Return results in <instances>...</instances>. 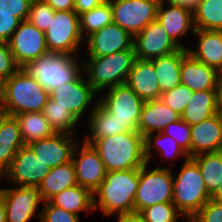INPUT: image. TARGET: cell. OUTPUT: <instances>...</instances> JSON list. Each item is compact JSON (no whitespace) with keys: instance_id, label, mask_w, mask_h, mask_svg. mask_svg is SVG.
I'll return each instance as SVG.
<instances>
[{"instance_id":"cell-15","label":"cell","mask_w":222,"mask_h":222,"mask_svg":"<svg viewBox=\"0 0 222 222\" xmlns=\"http://www.w3.org/2000/svg\"><path fill=\"white\" fill-rule=\"evenodd\" d=\"M81 141L76 144L71 161L75 167L77 184L94 193L103 182L107 171L93 146L83 139Z\"/></svg>"},{"instance_id":"cell-35","label":"cell","mask_w":222,"mask_h":222,"mask_svg":"<svg viewBox=\"0 0 222 222\" xmlns=\"http://www.w3.org/2000/svg\"><path fill=\"white\" fill-rule=\"evenodd\" d=\"M193 16L195 29L222 30V0H201Z\"/></svg>"},{"instance_id":"cell-22","label":"cell","mask_w":222,"mask_h":222,"mask_svg":"<svg viewBox=\"0 0 222 222\" xmlns=\"http://www.w3.org/2000/svg\"><path fill=\"white\" fill-rule=\"evenodd\" d=\"M181 119V116L169 108L162 100L144 101L137 132L145 137L148 134L161 133L171 123Z\"/></svg>"},{"instance_id":"cell-50","label":"cell","mask_w":222,"mask_h":222,"mask_svg":"<svg viewBox=\"0 0 222 222\" xmlns=\"http://www.w3.org/2000/svg\"><path fill=\"white\" fill-rule=\"evenodd\" d=\"M217 108L222 113V77H219L217 85Z\"/></svg>"},{"instance_id":"cell-23","label":"cell","mask_w":222,"mask_h":222,"mask_svg":"<svg viewBox=\"0 0 222 222\" xmlns=\"http://www.w3.org/2000/svg\"><path fill=\"white\" fill-rule=\"evenodd\" d=\"M126 84L143 100L159 99L161 90L152 60L135 59Z\"/></svg>"},{"instance_id":"cell-5","label":"cell","mask_w":222,"mask_h":222,"mask_svg":"<svg viewBox=\"0 0 222 222\" xmlns=\"http://www.w3.org/2000/svg\"><path fill=\"white\" fill-rule=\"evenodd\" d=\"M136 59L135 50H124L84 60L83 72L88 83L100 94L104 89L125 84Z\"/></svg>"},{"instance_id":"cell-3","label":"cell","mask_w":222,"mask_h":222,"mask_svg":"<svg viewBox=\"0 0 222 222\" xmlns=\"http://www.w3.org/2000/svg\"><path fill=\"white\" fill-rule=\"evenodd\" d=\"M76 55L47 52L30 61L22 69L32 76L48 93L75 80L83 72Z\"/></svg>"},{"instance_id":"cell-20","label":"cell","mask_w":222,"mask_h":222,"mask_svg":"<svg viewBox=\"0 0 222 222\" xmlns=\"http://www.w3.org/2000/svg\"><path fill=\"white\" fill-rule=\"evenodd\" d=\"M222 151V113L191 125L190 158L201 154Z\"/></svg>"},{"instance_id":"cell-17","label":"cell","mask_w":222,"mask_h":222,"mask_svg":"<svg viewBox=\"0 0 222 222\" xmlns=\"http://www.w3.org/2000/svg\"><path fill=\"white\" fill-rule=\"evenodd\" d=\"M89 57H103L124 50H134V37L115 23L106 25L85 39Z\"/></svg>"},{"instance_id":"cell-44","label":"cell","mask_w":222,"mask_h":222,"mask_svg":"<svg viewBox=\"0 0 222 222\" xmlns=\"http://www.w3.org/2000/svg\"><path fill=\"white\" fill-rule=\"evenodd\" d=\"M194 217L199 222H222V204L210 199Z\"/></svg>"},{"instance_id":"cell-46","label":"cell","mask_w":222,"mask_h":222,"mask_svg":"<svg viewBox=\"0 0 222 222\" xmlns=\"http://www.w3.org/2000/svg\"><path fill=\"white\" fill-rule=\"evenodd\" d=\"M105 0H74V11L80 15L100 5Z\"/></svg>"},{"instance_id":"cell-39","label":"cell","mask_w":222,"mask_h":222,"mask_svg":"<svg viewBox=\"0 0 222 222\" xmlns=\"http://www.w3.org/2000/svg\"><path fill=\"white\" fill-rule=\"evenodd\" d=\"M55 10L43 0H33L30 6L28 21L39 30L45 32L51 22Z\"/></svg>"},{"instance_id":"cell-49","label":"cell","mask_w":222,"mask_h":222,"mask_svg":"<svg viewBox=\"0 0 222 222\" xmlns=\"http://www.w3.org/2000/svg\"><path fill=\"white\" fill-rule=\"evenodd\" d=\"M116 222H143L141 215L138 212L115 214Z\"/></svg>"},{"instance_id":"cell-34","label":"cell","mask_w":222,"mask_h":222,"mask_svg":"<svg viewBox=\"0 0 222 222\" xmlns=\"http://www.w3.org/2000/svg\"><path fill=\"white\" fill-rule=\"evenodd\" d=\"M111 23L113 16L110 0H105L90 11L79 15L80 32L84 40Z\"/></svg>"},{"instance_id":"cell-37","label":"cell","mask_w":222,"mask_h":222,"mask_svg":"<svg viewBox=\"0 0 222 222\" xmlns=\"http://www.w3.org/2000/svg\"><path fill=\"white\" fill-rule=\"evenodd\" d=\"M139 214L143 222H179L184 217L172 202L154 204Z\"/></svg>"},{"instance_id":"cell-8","label":"cell","mask_w":222,"mask_h":222,"mask_svg":"<svg viewBox=\"0 0 222 222\" xmlns=\"http://www.w3.org/2000/svg\"><path fill=\"white\" fill-rule=\"evenodd\" d=\"M48 52L79 56L85 40L80 32L79 15L74 11H55L44 32Z\"/></svg>"},{"instance_id":"cell-40","label":"cell","mask_w":222,"mask_h":222,"mask_svg":"<svg viewBox=\"0 0 222 222\" xmlns=\"http://www.w3.org/2000/svg\"><path fill=\"white\" fill-rule=\"evenodd\" d=\"M163 133L174 138L190 158L191 125L186 123L183 119H179L169 124L163 130Z\"/></svg>"},{"instance_id":"cell-12","label":"cell","mask_w":222,"mask_h":222,"mask_svg":"<svg viewBox=\"0 0 222 222\" xmlns=\"http://www.w3.org/2000/svg\"><path fill=\"white\" fill-rule=\"evenodd\" d=\"M84 77L85 73L82 72L75 80L57 87L49 93L56 105L69 110L79 121L84 117L87 109L91 108V105L98 103L95 96L99 95Z\"/></svg>"},{"instance_id":"cell-29","label":"cell","mask_w":222,"mask_h":222,"mask_svg":"<svg viewBox=\"0 0 222 222\" xmlns=\"http://www.w3.org/2000/svg\"><path fill=\"white\" fill-rule=\"evenodd\" d=\"M49 201L53 205L79 216L83 211L94 212L93 193L78 184L56 194Z\"/></svg>"},{"instance_id":"cell-36","label":"cell","mask_w":222,"mask_h":222,"mask_svg":"<svg viewBox=\"0 0 222 222\" xmlns=\"http://www.w3.org/2000/svg\"><path fill=\"white\" fill-rule=\"evenodd\" d=\"M43 114L56 133L78 134L75 128L79 120L69 110L56 105L50 97L44 106Z\"/></svg>"},{"instance_id":"cell-45","label":"cell","mask_w":222,"mask_h":222,"mask_svg":"<svg viewBox=\"0 0 222 222\" xmlns=\"http://www.w3.org/2000/svg\"><path fill=\"white\" fill-rule=\"evenodd\" d=\"M20 22L13 14L0 13V41L8 43Z\"/></svg>"},{"instance_id":"cell-43","label":"cell","mask_w":222,"mask_h":222,"mask_svg":"<svg viewBox=\"0 0 222 222\" xmlns=\"http://www.w3.org/2000/svg\"><path fill=\"white\" fill-rule=\"evenodd\" d=\"M18 69L19 67L14 61L9 44L7 42L0 41V76L7 80Z\"/></svg>"},{"instance_id":"cell-6","label":"cell","mask_w":222,"mask_h":222,"mask_svg":"<svg viewBox=\"0 0 222 222\" xmlns=\"http://www.w3.org/2000/svg\"><path fill=\"white\" fill-rule=\"evenodd\" d=\"M210 199L198 165L191 158L185 159L179 173H173L172 203L186 217L195 216Z\"/></svg>"},{"instance_id":"cell-14","label":"cell","mask_w":222,"mask_h":222,"mask_svg":"<svg viewBox=\"0 0 222 222\" xmlns=\"http://www.w3.org/2000/svg\"><path fill=\"white\" fill-rule=\"evenodd\" d=\"M50 169L27 145H24L18 150L10 167L1 178L10 184H15V186H39Z\"/></svg>"},{"instance_id":"cell-10","label":"cell","mask_w":222,"mask_h":222,"mask_svg":"<svg viewBox=\"0 0 222 222\" xmlns=\"http://www.w3.org/2000/svg\"><path fill=\"white\" fill-rule=\"evenodd\" d=\"M160 0H110L113 23L133 37L156 20Z\"/></svg>"},{"instance_id":"cell-32","label":"cell","mask_w":222,"mask_h":222,"mask_svg":"<svg viewBox=\"0 0 222 222\" xmlns=\"http://www.w3.org/2000/svg\"><path fill=\"white\" fill-rule=\"evenodd\" d=\"M159 152L160 158L177 159L178 157H185L188 159V154L178 145L174 138L161 133L148 134L144 137V157L147 163H151V156Z\"/></svg>"},{"instance_id":"cell-7","label":"cell","mask_w":222,"mask_h":222,"mask_svg":"<svg viewBox=\"0 0 222 222\" xmlns=\"http://www.w3.org/2000/svg\"><path fill=\"white\" fill-rule=\"evenodd\" d=\"M149 163L139 168V184L134 199V212L157 203L172 202L173 172L169 167L156 166L148 169Z\"/></svg>"},{"instance_id":"cell-18","label":"cell","mask_w":222,"mask_h":222,"mask_svg":"<svg viewBox=\"0 0 222 222\" xmlns=\"http://www.w3.org/2000/svg\"><path fill=\"white\" fill-rule=\"evenodd\" d=\"M77 135L55 133L53 136L31 142L27 146L48 167L54 168L72 160L78 143Z\"/></svg>"},{"instance_id":"cell-54","label":"cell","mask_w":222,"mask_h":222,"mask_svg":"<svg viewBox=\"0 0 222 222\" xmlns=\"http://www.w3.org/2000/svg\"><path fill=\"white\" fill-rule=\"evenodd\" d=\"M182 219L184 220L183 222H199L194 216H186L183 217Z\"/></svg>"},{"instance_id":"cell-19","label":"cell","mask_w":222,"mask_h":222,"mask_svg":"<svg viewBox=\"0 0 222 222\" xmlns=\"http://www.w3.org/2000/svg\"><path fill=\"white\" fill-rule=\"evenodd\" d=\"M165 4L167 5L165 7ZM156 19L160 22L169 37L181 48L188 49L180 38L189 31L195 33L193 12L179 6L161 0L157 7Z\"/></svg>"},{"instance_id":"cell-16","label":"cell","mask_w":222,"mask_h":222,"mask_svg":"<svg viewBox=\"0 0 222 222\" xmlns=\"http://www.w3.org/2000/svg\"><path fill=\"white\" fill-rule=\"evenodd\" d=\"M133 47L136 58L141 60H152L181 48L169 37L157 19L134 36Z\"/></svg>"},{"instance_id":"cell-11","label":"cell","mask_w":222,"mask_h":222,"mask_svg":"<svg viewBox=\"0 0 222 222\" xmlns=\"http://www.w3.org/2000/svg\"><path fill=\"white\" fill-rule=\"evenodd\" d=\"M5 203L6 222H29L36 215L40 202L44 203L39 186L21 185L12 188H0ZM38 210V211H37Z\"/></svg>"},{"instance_id":"cell-26","label":"cell","mask_w":222,"mask_h":222,"mask_svg":"<svg viewBox=\"0 0 222 222\" xmlns=\"http://www.w3.org/2000/svg\"><path fill=\"white\" fill-rule=\"evenodd\" d=\"M187 53V49L180 48L168 55L152 59L161 93L181 84V63Z\"/></svg>"},{"instance_id":"cell-52","label":"cell","mask_w":222,"mask_h":222,"mask_svg":"<svg viewBox=\"0 0 222 222\" xmlns=\"http://www.w3.org/2000/svg\"><path fill=\"white\" fill-rule=\"evenodd\" d=\"M0 222H6L5 203L1 190H0Z\"/></svg>"},{"instance_id":"cell-55","label":"cell","mask_w":222,"mask_h":222,"mask_svg":"<svg viewBox=\"0 0 222 222\" xmlns=\"http://www.w3.org/2000/svg\"><path fill=\"white\" fill-rule=\"evenodd\" d=\"M7 115L6 110L3 108L2 104L0 103V123Z\"/></svg>"},{"instance_id":"cell-38","label":"cell","mask_w":222,"mask_h":222,"mask_svg":"<svg viewBox=\"0 0 222 222\" xmlns=\"http://www.w3.org/2000/svg\"><path fill=\"white\" fill-rule=\"evenodd\" d=\"M193 93L194 91L187 86L179 84L173 89L161 93L160 100L181 116Z\"/></svg>"},{"instance_id":"cell-27","label":"cell","mask_w":222,"mask_h":222,"mask_svg":"<svg viewBox=\"0 0 222 222\" xmlns=\"http://www.w3.org/2000/svg\"><path fill=\"white\" fill-rule=\"evenodd\" d=\"M89 111L87 117L89 134L83 138L86 143L90 144L94 139L106 138L126 131L99 102Z\"/></svg>"},{"instance_id":"cell-48","label":"cell","mask_w":222,"mask_h":222,"mask_svg":"<svg viewBox=\"0 0 222 222\" xmlns=\"http://www.w3.org/2000/svg\"><path fill=\"white\" fill-rule=\"evenodd\" d=\"M175 5H179L191 12H194L201 0H163Z\"/></svg>"},{"instance_id":"cell-41","label":"cell","mask_w":222,"mask_h":222,"mask_svg":"<svg viewBox=\"0 0 222 222\" xmlns=\"http://www.w3.org/2000/svg\"><path fill=\"white\" fill-rule=\"evenodd\" d=\"M43 204L40 222H80L79 215L67 212L50 201H45Z\"/></svg>"},{"instance_id":"cell-28","label":"cell","mask_w":222,"mask_h":222,"mask_svg":"<svg viewBox=\"0 0 222 222\" xmlns=\"http://www.w3.org/2000/svg\"><path fill=\"white\" fill-rule=\"evenodd\" d=\"M217 90L194 92L181 115L189 125H196L217 114Z\"/></svg>"},{"instance_id":"cell-21","label":"cell","mask_w":222,"mask_h":222,"mask_svg":"<svg viewBox=\"0 0 222 222\" xmlns=\"http://www.w3.org/2000/svg\"><path fill=\"white\" fill-rule=\"evenodd\" d=\"M181 84L194 92L217 90L219 75L217 69L195 59L187 53L181 63Z\"/></svg>"},{"instance_id":"cell-30","label":"cell","mask_w":222,"mask_h":222,"mask_svg":"<svg viewBox=\"0 0 222 222\" xmlns=\"http://www.w3.org/2000/svg\"><path fill=\"white\" fill-rule=\"evenodd\" d=\"M77 184L75 167L72 161L50 169L39 185L44 201Z\"/></svg>"},{"instance_id":"cell-53","label":"cell","mask_w":222,"mask_h":222,"mask_svg":"<svg viewBox=\"0 0 222 222\" xmlns=\"http://www.w3.org/2000/svg\"><path fill=\"white\" fill-rule=\"evenodd\" d=\"M5 79L0 76V103H2L4 97Z\"/></svg>"},{"instance_id":"cell-31","label":"cell","mask_w":222,"mask_h":222,"mask_svg":"<svg viewBox=\"0 0 222 222\" xmlns=\"http://www.w3.org/2000/svg\"><path fill=\"white\" fill-rule=\"evenodd\" d=\"M20 127L25 145L53 136L56 131L44 117L43 112H24L14 116Z\"/></svg>"},{"instance_id":"cell-47","label":"cell","mask_w":222,"mask_h":222,"mask_svg":"<svg viewBox=\"0 0 222 222\" xmlns=\"http://www.w3.org/2000/svg\"><path fill=\"white\" fill-rule=\"evenodd\" d=\"M49 4L55 11L74 10V0H43Z\"/></svg>"},{"instance_id":"cell-2","label":"cell","mask_w":222,"mask_h":222,"mask_svg":"<svg viewBox=\"0 0 222 222\" xmlns=\"http://www.w3.org/2000/svg\"><path fill=\"white\" fill-rule=\"evenodd\" d=\"M103 161L107 172L140 168L146 163L144 137L125 131L90 143Z\"/></svg>"},{"instance_id":"cell-13","label":"cell","mask_w":222,"mask_h":222,"mask_svg":"<svg viewBox=\"0 0 222 222\" xmlns=\"http://www.w3.org/2000/svg\"><path fill=\"white\" fill-rule=\"evenodd\" d=\"M8 44L19 68L48 52L44 32L28 20L20 22Z\"/></svg>"},{"instance_id":"cell-25","label":"cell","mask_w":222,"mask_h":222,"mask_svg":"<svg viewBox=\"0 0 222 222\" xmlns=\"http://www.w3.org/2000/svg\"><path fill=\"white\" fill-rule=\"evenodd\" d=\"M25 144L19 123L14 116L6 115L0 123V175L10 167L18 150Z\"/></svg>"},{"instance_id":"cell-4","label":"cell","mask_w":222,"mask_h":222,"mask_svg":"<svg viewBox=\"0 0 222 222\" xmlns=\"http://www.w3.org/2000/svg\"><path fill=\"white\" fill-rule=\"evenodd\" d=\"M49 93L22 68L5 80L2 106L7 115L24 112H43Z\"/></svg>"},{"instance_id":"cell-24","label":"cell","mask_w":222,"mask_h":222,"mask_svg":"<svg viewBox=\"0 0 222 222\" xmlns=\"http://www.w3.org/2000/svg\"><path fill=\"white\" fill-rule=\"evenodd\" d=\"M197 44L188 53L207 66L218 69L222 63V30L196 29Z\"/></svg>"},{"instance_id":"cell-56","label":"cell","mask_w":222,"mask_h":222,"mask_svg":"<svg viewBox=\"0 0 222 222\" xmlns=\"http://www.w3.org/2000/svg\"><path fill=\"white\" fill-rule=\"evenodd\" d=\"M219 77H222V63L220 67L217 69Z\"/></svg>"},{"instance_id":"cell-1","label":"cell","mask_w":222,"mask_h":222,"mask_svg":"<svg viewBox=\"0 0 222 222\" xmlns=\"http://www.w3.org/2000/svg\"><path fill=\"white\" fill-rule=\"evenodd\" d=\"M139 184V168L107 172L93 193L94 211L103 216L134 212V199Z\"/></svg>"},{"instance_id":"cell-51","label":"cell","mask_w":222,"mask_h":222,"mask_svg":"<svg viewBox=\"0 0 222 222\" xmlns=\"http://www.w3.org/2000/svg\"><path fill=\"white\" fill-rule=\"evenodd\" d=\"M211 199L217 203L222 204V182L219 184L216 191L211 195Z\"/></svg>"},{"instance_id":"cell-9","label":"cell","mask_w":222,"mask_h":222,"mask_svg":"<svg viewBox=\"0 0 222 222\" xmlns=\"http://www.w3.org/2000/svg\"><path fill=\"white\" fill-rule=\"evenodd\" d=\"M98 102L126 131L137 132L144 101L125 83L111 87Z\"/></svg>"},{"instance_id":"cell-42","label":"cell","mask_w":222,"mask_h":222,"mask_svg":"<svg viewBox=\"0 0 222 222\" xmlns=\"http://www.w3.org/2000/svg\"><path fill=\"white\" fill-rule=\"evenodd\" d=\"M33 0H0V13L13 14L20 21L28 19Z\"/></svg>"},{"instance_id":"cell-33","label":"cell","mask_w":222,"mask_h":222,"mask_svg":"<svg viewBox=\"0 0 222 222\" xmlns=\"http://www.w3.org/2000/svg\"><path fill=\"white\" fill-rule=\"evenodd\" d=\"M191 159L198 165L205 187L212 195L222 182V151L201 153Z\"/></svg>"}]
</instances>
